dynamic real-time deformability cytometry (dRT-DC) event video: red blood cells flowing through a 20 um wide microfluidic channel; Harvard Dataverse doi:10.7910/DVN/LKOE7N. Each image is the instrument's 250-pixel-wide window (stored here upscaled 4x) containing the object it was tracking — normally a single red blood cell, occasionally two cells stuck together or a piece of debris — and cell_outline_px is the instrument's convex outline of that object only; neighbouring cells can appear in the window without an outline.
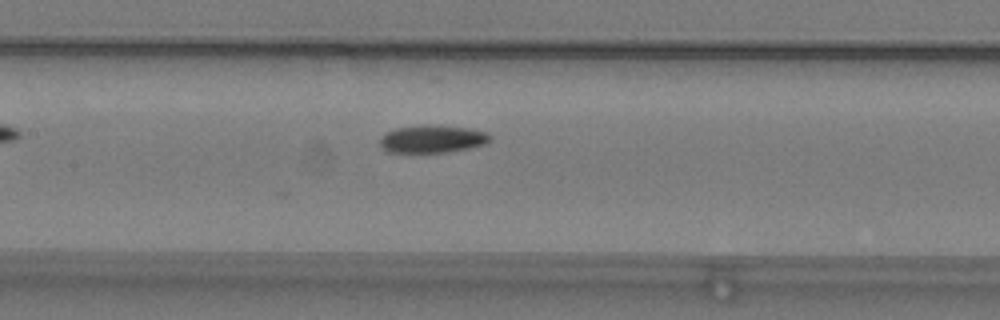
{"species": "common noctule bat (a hibernating species)", "species_latin": "Nyctalus noctula", "temperature_condition": "warm", "stored_images_in_passage": 32, "camera_frame_rate_fps": 3000, "um_per_image_px": 0.085, "animal": {"sex": "male", "body_mass_g": 19.2, "forearm_length_mm": 51.8}, "frame": {"image": 1, "passage_image": 9, "time_ms": 2.667, "image_size_px": [1000, 320], "cell_outline_px": [[488, 140], [484, 144], [468, 148], [444, 152], [388, 152], [380, 148], [380, 140], [388, 132], [396, 128], [468, 128], [488, 132]], "centroid_in_image_um": [36.72, 11.87], "position_along_channel_um": 170.7, "area_um2": 16.42}}
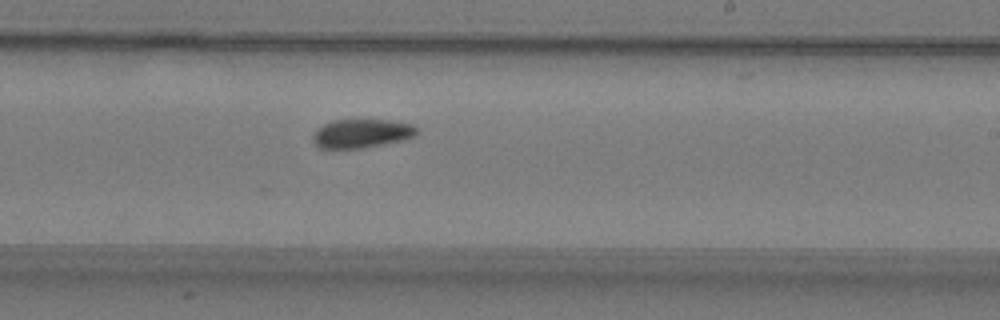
{"frame": {"image": 2, "passage_image": 16, "time_ms": 5.0, "image_size_px": [1000, 320], "cell_outline_px": [[420, 132], [416, 136], [400, 140], [364, 148], [320, 148], [312, 140], [312, 136], [324, 124], [332, 120], [388, 120], [412, 124], [420, 128]], "centroid_in_image_um": [30.79, 11.34], "position_along_channel_um": 258.2, "area_um2": 17.34}}
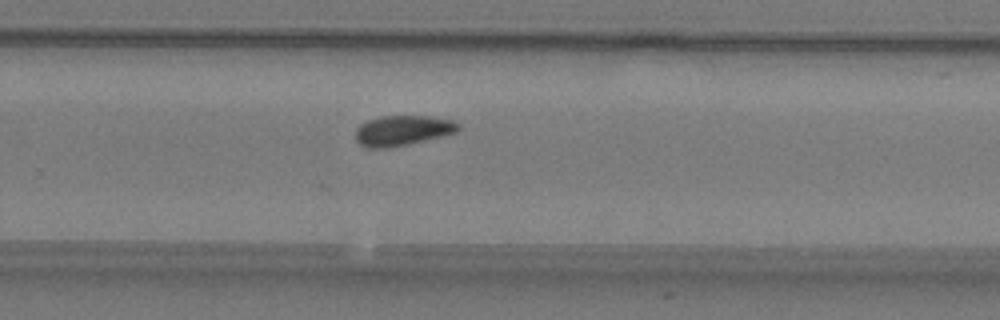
{"frame": {"image": 3, "passage_image": 19, "time_ms": 6.0, "image_size_px": [1000, 320], "cell_outline_px": [[460, 128], [456, 132], [408, 144], [388, 148], [368, 148], [360, 144], [356, 140], [356, 128], [360, 124], [368, 120], [380, 116], [428, 116], [452, 120], [460, 124]], "centroid_in_image_um": [34.19, 11.09], "position_along_channel_um": 295.6, "area_um2": 17.98}, "authors_computed_cell_mechanics": {"area_um2": 17.8024, "velocity_mm_per_s": 3.7616, "shape_relaxation_time_tau1_ms": 5.1009, "shape_relaxation_time_tau2_ms": 6.9735, "deformation_change_tau1": 0.1121, "deformation_change_tau2": 0.1126}}